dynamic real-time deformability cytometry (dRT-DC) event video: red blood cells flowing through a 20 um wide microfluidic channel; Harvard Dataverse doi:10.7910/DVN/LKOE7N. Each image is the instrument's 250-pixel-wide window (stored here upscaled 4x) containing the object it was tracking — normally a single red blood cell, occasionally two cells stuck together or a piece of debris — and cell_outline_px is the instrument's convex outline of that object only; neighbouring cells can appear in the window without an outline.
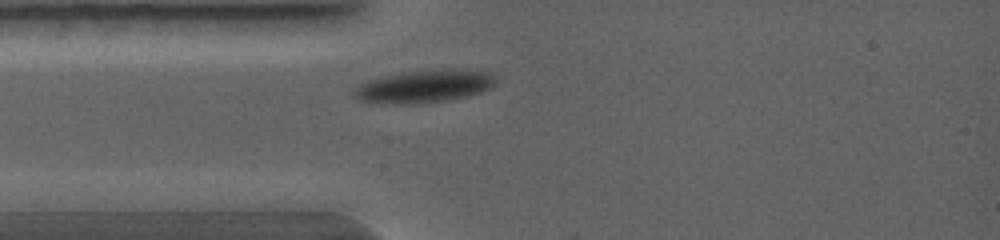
{"species": "common noctule bat (a hibernating species)", "species_latin": "Nyctalus noctula", "temperature_condition": "warm", "stored_images_in_passage": 4, "camera_frame_rate_fps": 5000, "um_per_image_px": 0.085, "animal": {"sex": "female", "body_mass_g": 19.0, "forearm_length_mm": 56.7}, "frame": {"image": 1, "passage_image": 1, "time_ms": 0.0, "image_size_px": [1000, 240], "cell_outline_px": [[496, 84], [492, 88], [468, 96], [420, 104], [380, 104], [360, 100], [352, 92], [360, 84], [368, 80], [404, 72], [452, 68], [460, 68], [492, 72], [496, 76]], "centroid_in_image_um": [36.14, 7.33], "position_along_channel_um": 48.9, "area_um2": 27.34}}
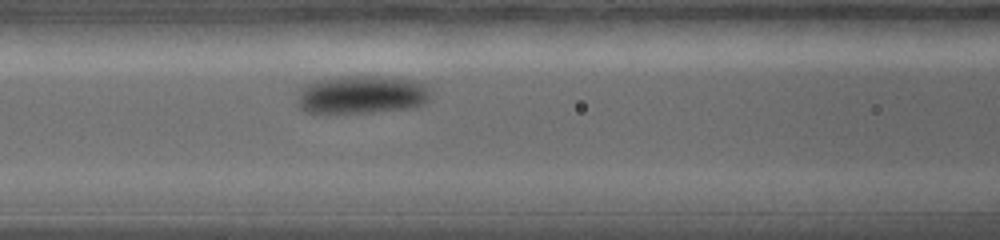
{"frame": {"image": 2, "passage_image": 4, "time_ms": 1.4, "image_size_px": [1000, 240], "cell_outline_px": [[432, 96], [424, 104], [416, 108], [332, 116], [324, 116], [304, 112], [296, 104], [296, 100], [300, 92], [308, 84], [320, 80], [408, 80], [424, 84], [432, 92]], "centroid_in_image_um": [30.71, 8.21], "position_along_channel_um": 135.9, "area_um2": 28.9}}